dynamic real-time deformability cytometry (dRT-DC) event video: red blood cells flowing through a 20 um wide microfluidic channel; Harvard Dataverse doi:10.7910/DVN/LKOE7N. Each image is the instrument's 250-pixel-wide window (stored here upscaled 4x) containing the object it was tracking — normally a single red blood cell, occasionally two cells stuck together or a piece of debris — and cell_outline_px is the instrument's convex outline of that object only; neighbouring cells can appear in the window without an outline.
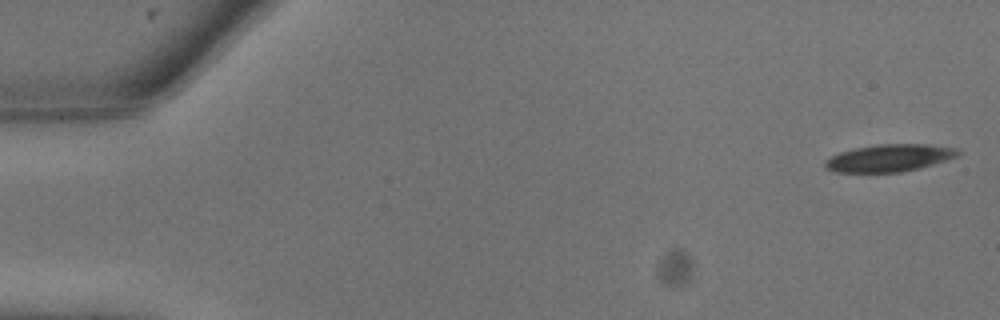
{"species": "common noctule bat (a hibernating species)", "species_latin": "Nyctalus noctula", "temperature_condition": "warm", "stored_images_in_passage": 9, "camera_frame_rate_fps": 3000, "um_per_image_px": 0.085, "animal": {"sex": "male", "body_mass_g": 13.3}, "frame": {"image": 1, "passage_image": 1, "time_ms": 0.0, "image_size_px": [1000, 320], "cell_outline_px": [[960, 156], [920, 168], [900, 172], [836, 172], [824, 168], [824, 160], [840, 152], [856, 148], [876, 144], [928, 144], [956, 148], [960, 152]], "centroid_in_image_um": [75.6, 13.43], "position_along_channel_um": 9.4, "area_um2": 21.21}}
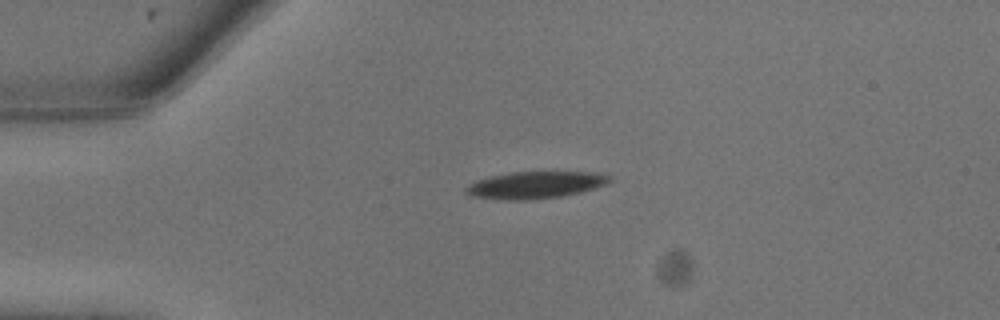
{"frame": {"image": 2, "passage_image": 6, "time_ms": 1.667, "image_size_px": [1000, 320], "cell_outline_px": [[612, 180], [608, 184], [580, 192], [560, 196], [524, 200], [508, 200], [472, 196], [464, 192], [464, 188], [476, 180], [488, 176], [512, 172], [596, 172], [612, 176]], "centroid_in_image_um": [45.51, 15.71], "position_along_channel_um": 39.5, "area_um2": 22.6}}